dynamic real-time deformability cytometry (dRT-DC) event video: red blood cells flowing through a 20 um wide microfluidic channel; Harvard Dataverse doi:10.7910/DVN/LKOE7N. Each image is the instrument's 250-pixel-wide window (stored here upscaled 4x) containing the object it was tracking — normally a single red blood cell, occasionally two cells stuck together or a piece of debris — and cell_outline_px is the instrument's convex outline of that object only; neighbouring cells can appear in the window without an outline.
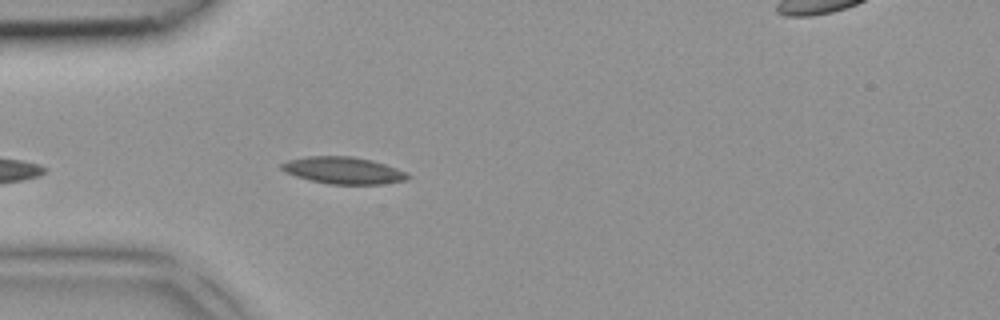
{"species": "common noctule bat (a hibernating species)", "species_latin": "Nyctalus noctula", "temperature_condition": "room temperature", "stored_images_in_passage": 3, "camera_frame_rate_fps": 3000, "um_per_image_px": 0.085, "animal": {"sex": "female", "body_mass_g": 18.4}, "frame": {"image": 1, "passage_image": 3, "time_ms": 0.667, "image_size_px": [1000, 320], "cell_outline_px": [[412, 176], [408, 180], [380, 184], [328, 184], [296, 176], [284, 172], [280, 168], [280, 164], [288, 160], [308, 156], [352, 156], [372, 160], [408, 172]], "centroid_in_image_um": [29.21, 14.48], "position_along_channel_um": 55.8, "area_um2": 19.88}}